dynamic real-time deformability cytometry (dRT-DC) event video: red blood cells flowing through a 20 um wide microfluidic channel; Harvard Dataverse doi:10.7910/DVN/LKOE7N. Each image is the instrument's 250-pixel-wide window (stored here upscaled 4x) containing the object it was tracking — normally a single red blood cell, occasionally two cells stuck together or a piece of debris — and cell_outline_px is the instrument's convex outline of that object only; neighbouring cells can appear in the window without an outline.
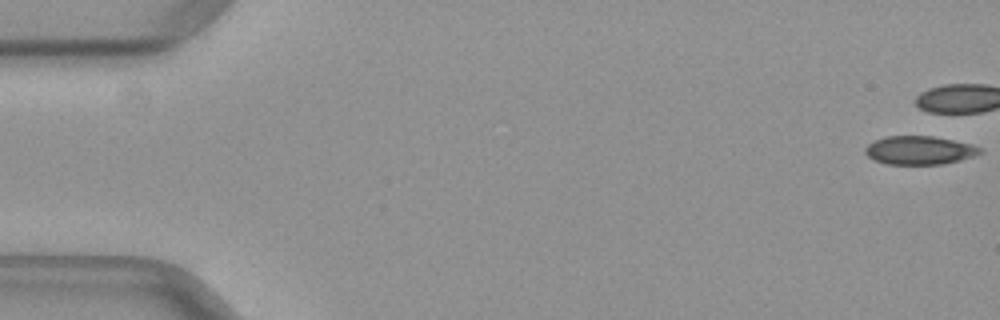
{"species": "common noctule bat (a hibernating species)", "species_latin": "Nyctalus noctula", "temperature_condition": "warm", "stored_images_in_passage": 36, "camera_frame_rate_fps": 3000, "um_per_image_px": 0.085, "animal": {"sex": "female", "body_mass_g": 29.2, "forearm_length_mm": 56.3}, "frame": {"image": 1, "passage_image": 1, "time_ms": 0.0, "image_size_px": [1000, 320], "cell_outline_px": [[984, 152], [972, 156], [940, 164], [888, 164], [872, 160], [864, 152], [864, 148], [872, 140], [884, 136], [932, 136], [972, 144], [980, 148]], "centroid_in_image_um": [78.08, 12.76], "position_along_channel_um": 6.9, "area_um2": 19.02}}